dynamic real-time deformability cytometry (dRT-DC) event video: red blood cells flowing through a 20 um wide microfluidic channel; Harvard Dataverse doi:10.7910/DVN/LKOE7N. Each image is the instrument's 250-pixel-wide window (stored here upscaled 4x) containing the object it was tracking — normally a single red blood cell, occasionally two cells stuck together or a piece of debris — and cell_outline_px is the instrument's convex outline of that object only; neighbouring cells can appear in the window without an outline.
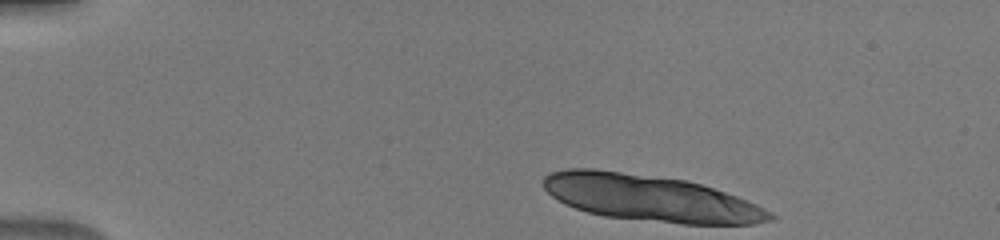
{"species": "human", "species_latin": "Homo sapiens", "temperature_condition": "warm", "stored_images_in_passage": 10, "camera_frame_rate_fps": 3000, "um_per_image_px": 0.085, "donor": {"sex": "male"}, "frame": {"image": 1, "passage_image": 1, "time_ms": 0.0, "image_size_px": [1000, 240], "cell_outline_px": [[776, 216], [772, 220], [756, 224], [680, 224], [604, 216], [588, 212], [564, 204], [552, 196], [544, 188], [544, 176], [552, 172], [568, 168], [592, 168], [684, 180], [700, 184], [736, 196], [756, 204], [764, 208]], "centroid_in_image_um": [55.28, 16.85], "position_along_channel_um": 29.7, "area_um2": 60.86}}